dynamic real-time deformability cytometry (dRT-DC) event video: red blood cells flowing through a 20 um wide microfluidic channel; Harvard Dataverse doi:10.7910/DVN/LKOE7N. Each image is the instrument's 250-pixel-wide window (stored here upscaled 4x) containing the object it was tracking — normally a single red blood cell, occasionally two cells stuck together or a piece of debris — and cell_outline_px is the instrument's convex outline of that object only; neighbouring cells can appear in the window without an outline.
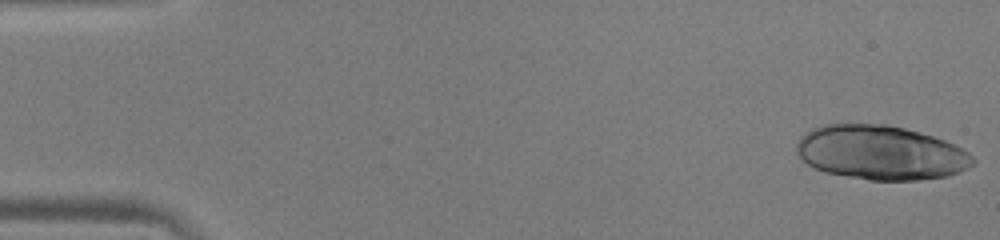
{"species": "human", "species_latin": "Homo sapiens", "temperature_condition": "warm", "stored_images_in_passage": 50, "camera_frame_rate_fps": 3000, "um_per_image_px": 0.085, "donor": {"sex": "male"}, "frame": {"image": 1, "passage_image": 1, "time_ms": 0.0, "image_size_px": [1000, 240], "cell_outline_px": [[976, 160], [968, 168], [948, 176], [920, 180], [868, 180], [824, 172], [812, 168], [796, 152], [796, 144], [800, 136], [812, 128], [824, 124], [884, 124], [904, 128], [920, 132], [944, 140], [968, 152]], "centroid_in_image_um": [74.83, 12.98], "position_along_channel_um": 10.2, "area_um2": 55.83}}
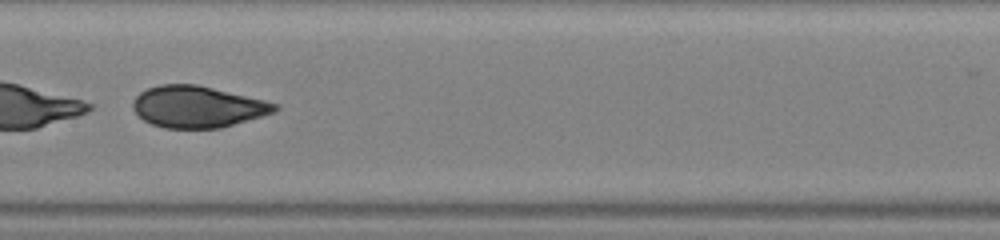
{"frame": {"image": 2, "passage_image": 26, "time_ms": 8.333, "image_size_px": [1000, 240], "cell_outline_px": [[280, 108], [276, 112], [220, 128], [164, 128], [152, 124], [144, 120], [132, 108], [132, 104], [136, 96], [140, 92], [148, 88], [160, 84], [196, 84], [264, 100], [280, 104]], "centroid_in_image_um": [16.81, 9.07], "position_along_channel_um": 190.6, "area_um2": 34.28}}
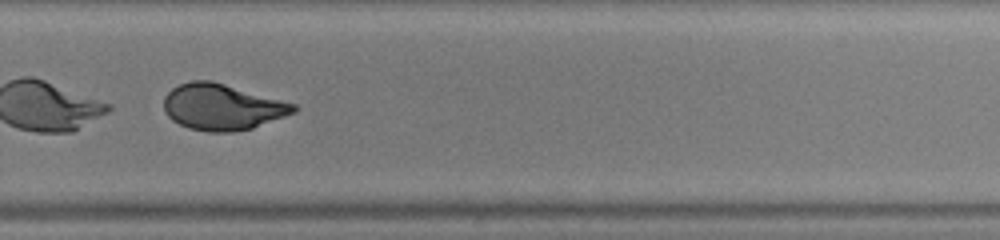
{"frame": {"image": 3, "passage_image": 35, "time_ms": 11.333, "image_size_px": [1000, 240], "cell_outline_px": [[300, 108], [296, 112], [252, 128], [232, 132], [208, 132], [188, 128], [172, 120], [168, 116], [164, 108], [164, 96], [172, 88], [180, 84], [192, 80], [212, 80], [296, 104]], "centroid_in_image_um": [18.89, 9.09], "position_along_channel_um": 310.9, "area_um2": 34.91}}